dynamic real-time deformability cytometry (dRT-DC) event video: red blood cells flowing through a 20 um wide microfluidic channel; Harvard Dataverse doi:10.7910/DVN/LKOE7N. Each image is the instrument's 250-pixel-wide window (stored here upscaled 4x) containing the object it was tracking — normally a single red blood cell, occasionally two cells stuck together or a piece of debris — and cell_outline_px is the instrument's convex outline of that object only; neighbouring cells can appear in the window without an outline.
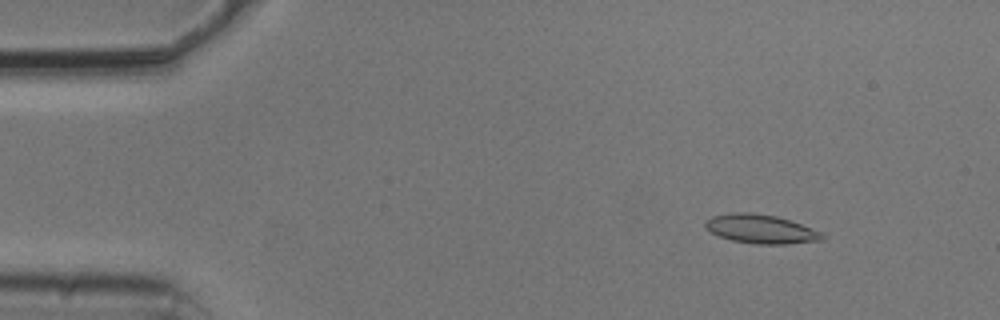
{"species": "common noctule bat (a hibernating species)", "species_latin": "Nyctalus noctula", "temperature_condition": "cold", "stored_images_in_passage": 53, "camera_frame_rate_fps": 3000, "um_per_image_px": 0.085, "animal": {"sex": "male", "body_mass_g": 20.5, "forearm_length_mm": 52.5}, "frame": {"image": 1, "passage_image": 6, "time_ms": 1.667, "image_size_px": [1000, 320], "cell_outline_px": [[824, 240], [788, 244], [756, 244], [732, 240], [720, 236], [712, 232], [704, 224], [704, 220], [712, 216], [736, 212], [748, 212], [776, 216], [812, 228], [820, 232], [824, 236]], "centroid_in_image_um": [64.67, 19.47], "position_along_channel_um": 20.3, "area_um2": 19.48}}
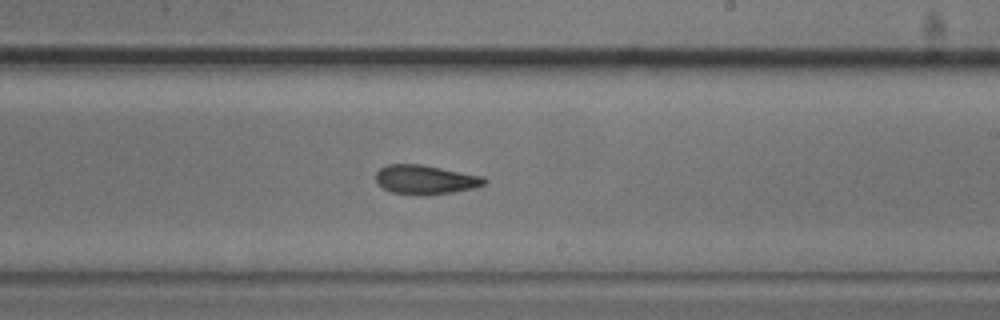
{"frame": {"image": 2, "passage_image": 31, "time_ms": 10.0, "image_size_px": [1000, 320], "cell_outline_px": [[488, 180], [484, 184], [476, 188], [452, 192], [392, 192], [384, 188], [376, 180], [376, 172], [380, 168], [388, 164], [420, 164], [484, 176]], "centroid_in_image_um": [36.2, 15.21], "position_along_channel_um": 252.8, "area_um2": 17.63}}
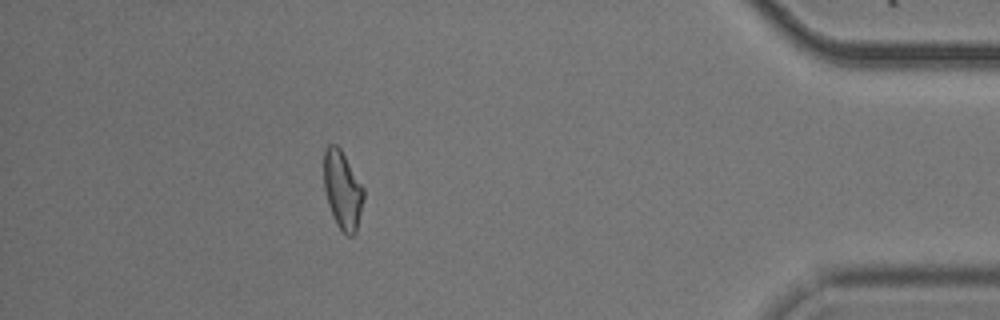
{"frame": {"image": 3, "passage_image": 47, "time_ms": 15.333, "image_size_px": [1000, 320], "cell_outline_px": [[364, 200], [356, 232], [352, 236], [348, 236], [336, 224], [332, 216], [328, 204], [324, 188], [324, 148], [328, 144], [336, 144], [340, 148], [364, 188]], "centroid_in_image_um": [29.11, 16.15], "position_along_channel_um": 406.1, "area_um2": 18.21}, "authors_computed_cell_mechanics": {"area_um2": 18.6694, "velocity_mm_per_s": 3.7785, "shape_relaxation_time_tau1_ms": 3.7022, "shape_relaxation_time_tau2_ms": 3.1794, "deformation_change_tau1": 0.119, "deformation_change_tau2": 0.1172}}